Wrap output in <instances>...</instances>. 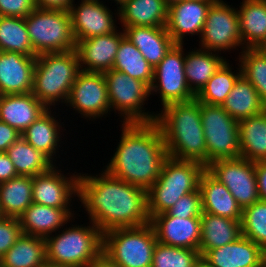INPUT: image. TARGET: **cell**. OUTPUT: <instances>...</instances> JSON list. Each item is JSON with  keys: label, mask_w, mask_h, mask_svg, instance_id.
Segmentation results:
<instances>
[{"label": "cell", "mask_w": 266, "mask_h": 267, "mask_svg": "<svg viewBox=\"0 0 266 267\" xmlns=\"http://www.w3.org/2000/svg\"><path fill=\"white\" fill-rule=\"evenodd\" d=\"M78 204L88 220L102 233L115 228L138 227L150 223L147 191L122 181L103 168L100 173L79 172ZM81 202V203H80Z\"/></svg>", "instance_id": "6da1fadb"}, {"label": "cell", "mask_w": 266, "mask_h": 267, "mask_svg": "<svg viewBox=\"0 0 266 267\" xmlns=\"http://www.w3.org/2000/svg\"><path fill=\"white\" fill-rule=\"evenodd\" d=\"M120 127L118 145L103 169L147 191L160 176L168 157L161 130L155 122L122 124Z\"/></svg>", "instance_id": "7a4b0ae2"}, {"label": "cell", "mask_w": 266, "mask_h": 267, "mask_svg": "<svg viewBox=\"0 0 266 267\" xmlns=\"http://www.w3.org/2000/svg\"><path fill=\"white\" fill-rule=\"evenodd\" d=\"M159 126L169 157L198 161L207 166V147L201 121L200 102L173 103L159 108Z\"/></svg>", "instance_id": "3957f363"}, {"label": "cell", "mask_w": 266, "mask_h": 267, "mask_svg": "<svg viewBox=\"0 0 266 267\" xmlns=\"http://www.w3.org/2000/svg\"><path fill=\"white\" fill-rule=\"evenodd\" d=\"M75 218L65 228L45 238L48 263L59 267H87L102 255L101 230L90 220L79 225Z\"/></svg>", "instance_id": "277c9868"}, {"label": "cell", "mask_w": 266, "mask_h": 267, "mask_svg": "<svg viewBox=\"0 0 266 267\" xmlns=\"http://www.w3.org/2000/svg\"><path fill=\"white\" fill-rule=\"evenodd\" d=\"M80 71L76 50L37 55L32 94L47 108L64 107Z\"/></svg>", "instance_id": "5b68a950"}, {"label": "cell", "mask_w": 266, "mask_h": 267, "mask_svg": "<svg viewBox=\"0 0 266 267\" xmlns=\"http://www.w3.org/2000/svg\"><path fill=\"white\" fill-rule=\"evenodd\" d=\"M205 170L206 166L198 161L168 156L163 162L160 176L147 190L150 219L168 211L181 196L197 191Z\"/></svg>", "instance_id": "8992f818"}, {"label": "cell", "mask_w": 266, "mask_h": 267, "mask_svg": "<svg viewBox=\"0 0 266 267\" xmlns=\"http://www.w3.org/2000/svg\"><path fill=\"white\" fill-rule=\"evenodd\" d=\"M157 244L151 223L103 233L102 254L117 267H151Z\"/></svg>", "instance_id": "52a82bcc"}, {"label": "cell", "mask_w": 266, "mask_h": 267, "mask_svg": "<svg viewBox=\"0 0 266 267\" xmlns=\"http://www.w3.org/2000/svg\"><path fill=\"white\" fill-rule=\"evenodd\" d=\"M104 76L111 111L118 114L121 124L156 121L157 112L145 108L152 96L144 82L114 69L105 71Z\"/></svg>", "instance_id": "ba28073f"}, {"label": "cell", "mask_w": 266, "mask_h": 267, "mask_svg": "<svg viewBox=\"0 0 266 267\" xmlns=\"http://www.w3.org/2000/svg\"><path fill=\"white\" fill-rule=\"evenodd\" d=\"M25 23L36 56L76 50L69 11L36 7Z\"/></svg>", "instance_id": "9c48e42d"}, {"label": "cell", "mask_w": 266, "mask_h": 267, "mask_svg": "<svg viewBox=\"0 0 266 267\" xmlns=\"http://www.w3.org/2000/svg\"><path fill=\"white\" fill-rule=\"evenodd\" d=\"M207 147V165L220 159L241 157L239 125L222 106L200 103Z\"/></svg>", "instance_id": "30bf717a"}, {"label": "cell", "mask_w": 266, "mask_h": 267, "mask_svg": "<svg viewBox=\"0 0 266 267\" xmlns=\"http://www.w3.org/2000/svg\"><path fill=\"white\" fill-rule=\"evenodd\" d=\"M199 40L197 45L200 49L220 54L237 50L240 55L244 47L239 32L237 8L224 0L212 3Z\"/></svg>", "instance_id": "8fae6325"}, {"label": "cell", "mask_w": 266, "mask_h": 267, "mask_svg": "<svg viewBox=\"0 0 266 267\" xmlns=\"http://www.w3.org/2000/svg\"><path fill=\"white\" fill-rule=\"evenodd\" d=\"M184 45L175 44L154 68L150 95H159L161 107L195 99L188 87L184 71Z\"/></svg>", "instance_id": "7c38bea8"}, {"label": "cell", "mask_w": 266, "mask_h": 267, "mask_svg": "<svg viewBox=\"0 0 266 267\" xmlns=\"http://www.w3.org/2000/svg\"><path fill=\"white\" fill-rule=\"evenodd\" d=\"M66 106L87 122L110 117L112 113L104 73L81 70L71 87Z\"/></svg>", "instance_id": "4fadbf2b"}, {"label": "cell", "mask_w": 266, "mask_h": 267, "mask_svg": "<svg viewBox=\"0 0 266 267\" xmlns=\"http://www.w3.org/2000/svg\"><path fill=\"white\" fill-rule=\"evenodd\" d=\"M206 170L227 187L242 210L260 199L255 162L242 157L220 159L209 163Z\"/></svg>", "instance_id": "5bb4252c"}, {"label": "cell", "mask_w": 266, "mask_h": 267, "mask_svg": "<svg viewBox=\"0 0 266 267\" xmlns=\"http://www.w3.org/2000/svg\"><path fill=\"white\" fill-rule=\"evenodd\" d=\"M60 164L63 163L60 161L58 166L32 177V201L53 208L76 209L72 204L78 202L80 173L69 171L64 174Z\"/></svg>", "instance_id": "9a60e30c"}, {"label": "cell", "mask_w": 266, "mask_h": 267, "mask_svg": "<svg viewBox=\"0 0 266 267\" xmlns=\"http://www.w3.org/2000/svg\"><path fill=\"white\" fill-rule=\"evenodd\" d=\"M79 2L75 4L74 0L69 8L76 42L90 37L114 33L119 29L117 26V24H120L117 8L112 11L105 2L84 0H79Z\"/></svg>", "instance_id": "2e32d148"}, {"label": "cell", "mask_w": 266, "mask_h": 267, "mask_svg": "<svg viewBox=\"0 0 266 267\" xmlns=\"http://www.w3.org/2000/svg\"><path fill=\"white\" fill-rule=\"evenodd\" d=\"M55 110L57 111L58 109L48 108L21 134V137L33 148L46 155L55 165H58L57 161L61 159L60 155L63 156L62 153L64 151V148L61 147L63 146V144H65L63 141L66 138L63 132L67 130L64 126L65 123L61 122V120L63 119H60L59 117V114H61L59 113L60 111L58 110V113H56ZM62 135L64 136V138L62 137Z\"/></svg>", "instance_id": "e0dca14e"}, {"label": "cell", "mask_w": 266, "mask_h": 267, "mask_svg": "<svg viewBox=\"0 0 266 267\" xmlns=\"http://www.w3.org/2000/svg\"><path fill=\"white\" fill-rule=\"evenodd\" d=\"M215 1H179L168 6L166 29L175 44L185 45V37L199 38L207 12Z\"/></svg>", "instance_id": "ac0fdd59"}, {"label": "cell", "mask_w": 266, "mask_h": 267, "mask_svg": "<svg viewBox=\"0 0 266 267\" xmlns=\"http://www.w3.org/2000/svg\"><path fill=\"white\" fill-rule=\"evenodd\" d=\"M121 29L76 43V52L82 71L104 73L113 68L119 44L125 37L124 30Z\"/></svg>", "instance_id": "d6986e66"}, {"label": "cell", "mask_w": 266, "mask_h": 267, "mask_svg": "<svg viewBox=\"0 0 266 267\" xmlns=\"http://www.w3.org/2000/svg\"><path fill=\"white\" fill-rule=\"evenodd\" d=\"M157 241L179 248L199 250L201 236L200 217L178 218L166 212L154 215L150 219Z\"/></svg>", "instance_id": "ffe728a7"}, {"label": "cell", "mask_w": 266, "mask_h": 267, "mask_svg": "<svg viewBox=\"0 0 266 267\" xmlns=\"http://www.w3.org/2000/svg\"><path fill=\"white\" fill-rule=\"evenodd\" d=\"M37 56L0 51V95L32 92Z\"/></svg>", "instance_id": "44dd1931"}, {"label": "cell", "mask_w": 266, "mask_h": 267, "mask_svg": "<svg viewBox=\"0 0 266 267\" xmlns=\"http://www.w3.org/2000/svg\"><path fill=\"white\" fill-rule=\"evenodd\" d=\"M266 252L241 235L234 242L207 251L202 257L210 267H262Z\"/></svg>", "instance_id": "7402d4cb"}, {"label": "cell", "mask_w": 266, "mask_h": 267, "mask_svg": "<svg viewBox=\"0 0 266 267\" xmlns=\"http://www.w3.org/2000/svg\"><path fill=\"white\" fill-rule=\"evenodd\" d=\"M72 210L48 207L33 202L18 219L23 234L45 239L78 216L79 210L76 212Z\"/></svg>", "instance_id": "603a6c76"}, {"label": "cell", "mask_w": 266, "mask_h": 267, "mask_svg": "<svg viewBox=\"0 0 266 267\" xmlns=\"http://www.w3.org/2000/svg\"><path fill=\"white\" fill-rule=\"evenodd\" d=\"M48 108L32 92L0 95V121L22 134Z\"/></svg>", "instance_id": "cb8c5ba5"}, {"label": "cell", "mask_w": 266, "mask_h": 267, "mask_svg": "<svg viewBox=\"0 0 266 267\" xmlns=\"http://www.w3.org/2000/svg\"><path fill=\"white\" fill-rule=\"evenodd\" d=\"M202 212L242 220V208L227 189L207 170L203 172L199 182Z\"/></svg>", "instance_id": "d4e9b609"}, {"label": "cell", "mask_w": 266, "mask_h": 267, "mask_svg": "<svg viewBox=\"0 0 266 267\" xmlns=\"http://www.w3.org/2000/svg\"><path fill=\"white\" fill-rule=\"evenodd\" d=\"M125 36L154 69L175 45L166 27H121Z\"/></svg>", "instance_id": "484cf974"}, {"label": "cell", "mask_w": 266, "mask_h": 267, "mask_svg": "<svg viewBox=\"0 0 266 267\" xmlns=\"http://www.w3.org/2000/svg\"><path fill=\"white\" fill-rule=\"evenodd\" d=\"M119 27H166L168 5L164 0H127L118 8Z\"/></svg>", "instance_id": "4316f807"}, {"label": "cell", "mask_w": 266, "mask_h": 267, "mask_svg": "<svg viewBox=\"0 0 266 267\" xmlns=\"http://www.w3.org/2000/svg\"><path fill=\"white\" fill-rule=\"evenodd\" d=\"M194 48L189 52L185 48L184 71L188 87L196 96L227 59L220 53Z\"/></svg>", "instance_id": "83f0119b"}, {"label": "cell", "mask_w": 266, "mask_h": 267, "mask_svg": "<svg viewBox=\"0 0 266 267\" xmlns=\"http://www.w3.org/2000/svg\"><path fill=\"white\" fill-rule=\"evenodd\" d=\"M201 219L199 252L201 257L209 250L234 242L241 236V220H233L204 213Z\"/></svg>", "instance_id": "f1b7e54d"}, {"label": "cell", "mask_w": 266, "mask_h": 267, "mask_svg": "<svg viewBox=\"0 0 266 267\" xmlns=\"http://www.w3.org/2000/svg\"><path fill=\"white\" fill-rule=\"evenodd\" d=\"M239 4V32L243 47L257 48L266 39V0H242Z\"/></svg>", "instance_id": "f546056e"}, {"label": "cell", "mask_w": 266, "mask_h": 267, "mask_svg": "<svg viewBox=\"0 0 266 267\" xmlns=\"http://www.w3.org/2000/svg\"><path fill=\"white\" fill-rule=\"evenodd\" d=\"M241 157L266 161V109L238 122Z\"/></svg>", "instance_id": "4dcf8cb0"}, {"label": "cell", "mask_w": 266, "mask_h": 267, "mask_svg": "<svg viewBox=\"0 0 266 267\" xmlns=\"http://www.w3.org/2000/svg\"><path fill=\"white\" fill-rule=\"evenodd\" d=\"M32 203V176L0 183V216L19 218Z\"/></svg>", "instance_id": "1f68e13d"}, {"label": "cell", "mask_w": 266, "mask_h": 267, "mask_svg": "<svg viewBox=\"0 0 266 267\" xmlns=\"http://www.w3.org/2000/svg\"><path fill=\"white\" fill-rule=\"evenodd\" d=\"M222 107L238 122L242 119L259 114L266 109L256 89L242 75L235 82L233 89L226 97Z\"/></svg>", "instance_id": "d6a6232c"}, {"label": "cell", "mask_w": 266, "mask_h": 267, "mask_svg": "<svg viewBox=\"0 0 266 267\" xmlns=\"http://www.w3.org/2000/svg\"><path fill=\"white\" fill-rule=\"evenodd\" d=\"M46 262L45 239L22 234L0 259V267H41Z\"/></svg>", "instance_id": "836d02e7"}, {"label": "cell", "mask_w": 266, "mask_h": 267, "mask_svg": "<svg viewBox=\"0 0 266 267\" xmlns=\"http://www.w3.org/2000/svg\"><path fill=\"white\" fill-rule=\"evenodd\" d=\"M227 60L221 65L216 73L208 80L201 91L195 96L200 102L208 105L222 106L226 97L234 87L237 79L242 75L241 66L236 59L237 70ZM234 70V71H232Z\"/></svg>", "instance_id": "e575fe53"}, {"label": "cell", "mask_w": 266, "mask_h": 267, "mask_svg": "<svg viewBox=\"0 0 266 267\" xmlns=\"http://www.w3.org/2000/svg\"><path fill=\"white\" fill-rule=\"evenodd\" d=\"M18 175L32 176L50 170L55 164L42 152L33 148L22 137L6 151Z\"/></svg>", "instance_id": "d590c367"}, {"label": "cell", "mask_w": 266, "mask_h": 267, "mask_svg": "<svg viewBox=\"0 0 266 267\" xmlns=\"http://www.w3.org/2000/svg\"><path fill=\"white\" fill-rule=\"evenodd\" d=\"M112 69L144 82L149 88L153 82L154 69L126 36L119 44Z\"/></svg>", "instance_id": "8d00e7d4"}, {"label": "cell", "mask_w": 266, "mask_h": 267, "mask_svg": "<svg viewBox=\"0 0 266 267\" xmlns=\"http://www.w3.org/2000/svg\"><path fill=\"white\" fill-rule=\"evenodd\" d=\"M0 51L36 56L28 35L25 18L0 16Z\"/></svg>", "instance_id": "74e56055"}, {"label": "cell", "mask_w": 266, "mask_h": 267, "mask_svg": "<svg viewBox=\"0 0 266 267\" xmlns=\"http://www.w3.org/2000/svg\"><path fill=\"white\" fill-rule=\"evenodd\" d=\"M236 59L241 66L242 76L253 85L266 106V55L257 48H247Z\"/></svg>", "instance_id": "f35d334b"}, {"label": "cell", "mask_w": 266, "mask_h": 267, "mask_svg": "<svg viewBox=\"0 0 266 267\" xmlns=\"http://www.w3.org/2000/svg\"><path fill=\"white\" fill-rule=\"evenodd\" d=\"M241 235L266 252V201L258 200L242 211Z\"/></svg>", "instance_id": "ab89813d"}, {"label": "cell", "mask_w": 266, "mask_h": 267, "mask_svg": "<svg viewBox=\"0 0 266 267\" xmlns=\"http://www.w3.org/2000/svg\"><path fill=\"white\" fill-rule=\"evenodd\" d=\"M200 261L199 250L173 247L157 241L151 267H196Z\"/></svg>", "instance_id": "60d3db41"}, {"label": "cell", "mask_w": 266, "mask_h": 267, "mask_svg": "<svg viewBox=\"0 0 266 267\" xmlns=\"http://www.w3.org/2000/svg\"><path fill=\"white\" fill-rule=\"evenodd\" d=\"M166 213L178 218L200 217L202 215L200 190L181 196Z\"/></svg>", "instance_id": "b9f144b4"}, {"label": "cell", "mask_w": 266, "mask_h": 267, "mask_svg": "<svg viewBox=\"0 0 266 267\" xmlns=\"http://www.w3.org/2000/svg\"><path fill=\"white\" fill-rule=\"evenodd\" d=\"M22 234L18 218L0 216V259Z\"/></svg>", "instance_id": "7bdbcfd3"}, {"label": "cell", "mask_w": 266, "mask_h": 267, "mask_svg": "<svg viewBox=\"0 0 266 267\" xmlns=\"http://www.w3.org/2000/svg\"><path fill=\"white\" fill-rule=\"evenodd\" d=\"M35 8L34 0H0V16L26 18Z\"/></svg>", "instance_id": "ee69618b"}, {"label": "cell", "mask_w": 266, "mask_h": 267, "mask_svg": "<svg viewBox=\"0 0 266 267\" xmlns=\"http://www.w3.org/2000/svg\"><path fill=\"white\" fill-rule=\"evenodd\" d=\"M20 137L21 134L15 128L0 121V152H6Z\"/></svg>", "instance_id": "f6af8a7d"}, {"label": "cell", "mask_w": 266, "mask_h": 267, "mask_svg": "<svg viewBox=\"0 0 266 267\" xmlns=\"http://www.w3.org/2000/svg\"><path fill=\"white\" fill-rule=\"evenodd\" d=\"M19 176L6 152H0V183Z\"/></svg>", "instance_id": "bcb514c9"}, {"label": "cell", "mask_w": 266, "mask_h": 267, "mask_svg": "<svg viewBox=\"0 0 266 267\" xmlns=\"http://www.w3.org/2000/svg\"><path fill=\"white\" fill-rule=\"evenodd\" d=\"M255 172L259 198L266 201V161L255 162Z\"/></svg>", "instance_id": "7dc6e473"}, {"label": "cell", "mask_w": 266, "mask_h": 267, "mask_svg": "<svg viewBox=\"0 0 266 267\" xmlns=\"http://www.w3.org/2000/svg\"><path fill=\"white\" fill-rule=\"evenodd\" d=\"M74 0H34L35 6L41 9H56L66 10L69 8Z\"/></svg>", "instance_id": "c3c4849f"}, {"label": "cell", "mask_w": 266, "mask_h": 267, "mask_svg": "<svg viewBox=\"0 0 266 267\" xmlns=\"http://www.w3.org/2000/svg\"><path fill=\"white\" fill-rule=\"evenodd\" d=\"M87 267H112V262L102 254L98 259L91 262Z\"/></svg>", "instance_id": "681fc988"}, {"label": "cell", "mask_w": 266, "mask_h": 267, "mask_svg": "<svg viewBox=\"0 0 266 267\" xmlns=\"http://www.w3.org/2000/svg\"><path fill=\"white\" fill-rule=\"evenodd\" d=\"M264 55H266V39L257 47Z\"/></svg>", "instance_id": "f907efd6"}, {"label": "cell", "mask_w": 266, "mask_h": 267, "mask_svg": "<svg viewBox=\"0 0 266 267\" xmlns=\"http://www.w3.org/2000/svg\"><path fill=\"white\" fill-rule=\"evenodd\" d=\"M110 1H114V3H116L114 6H116L117 7V9L120 7V6H122L127 0H110ZM102 2H104V0H102ZM108 2H109V0H108Z\"/></svg>", "instance_id": "816d5d0a"}, {"label": "cell", "mask_w": 266, "mask_h": 267, "mask_svg": "<svg viewBox=\"0 0 266 267\" xmlns=\"http://www.w3.org/2000/svg\"><path fill=\"white\" fill-rule=\"evenodd\" d=\"M196 267H210L208 266L203 260H201L197 265Z\"/></svg>", "instance_id": "f5cc1de1"}, {"label": "cell", "mask_w": 266, "mask_h": 267, "mask_svg": "<svg viewBox=\"0 0 266 267\" xmlns=\"http://www.w3.org/2000/svg\"><path fill=\"white\" fill-rule=\"evenodd\" d=\"M164 1L169 6V5L173 4V3H176V2H179V1H182V0H164Z\"/></svg>", "instance_id": "db71d44e"}, {"label": "cell", "mask_w": 266, "mask_h": 267, "mask_svg": "<svg viewBox=\"0 0 266 267\" xmlns=\"http://www.w3.org/2000/svg\"><path fill=\"white\" fill-rule=\"evenodd\" d=\"M41 267H59V266H56V265H53V264L46 262Z\"/></svg>", "instance_id": "11a10c76"}, {"label": "cell", "mask_w": 266, "mask_h": 267, "mask_svg": "<svg viewBox=\"0 0 266 267\" xmlns=\"http://www.w3.org/2000/svg\"><path fill=\"white\" fill-rule=\"evenodd\" d=\"M262 267H266V255L264 257L263 263H262Z\"/></svg>", "instance_id": "9f6ffc18"}, {"label": "cell", "mask_w": 266, "mask_h": 267, "mask_svg": "<svg viewBox=\"0 0 266 267\" xmlns=\"http://www.w3.org/2000/svg\"><path fill=\"white\" fill-rule=\"evenodd\" d=\"M185 1H217V0H185Z\"/></svg>", "instance_id": "6f0895ef"}, {"label": "cell", "mask_w": 266, "mask_h": 267, "mask_svg": "<svg viewBox=\"0 0 266 267\" xmlns=\"http://www.w3.org/2000/svg\"><path fill=\"white\" fill-rule=\"evenodd\" d=\"M84 1H96V2H102L101 0H84Z\"/></svg>", "instance_id": "680465c9"}]
</instances>
